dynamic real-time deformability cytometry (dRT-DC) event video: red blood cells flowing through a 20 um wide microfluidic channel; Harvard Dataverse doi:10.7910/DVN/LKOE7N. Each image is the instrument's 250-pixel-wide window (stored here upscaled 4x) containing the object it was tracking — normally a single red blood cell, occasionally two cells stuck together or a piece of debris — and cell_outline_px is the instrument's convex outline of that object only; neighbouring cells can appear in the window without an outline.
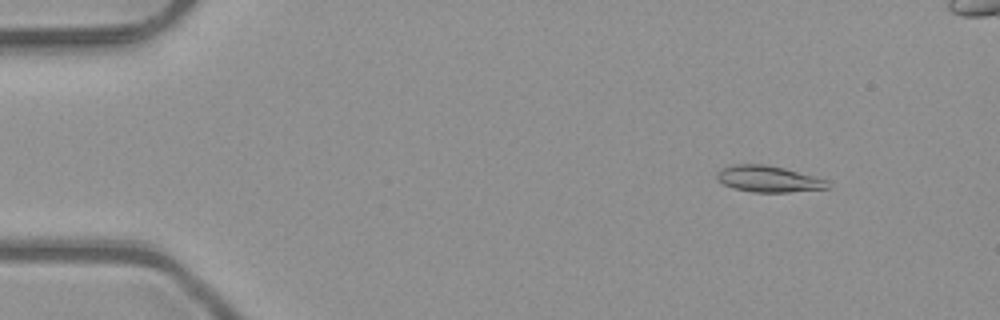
{"species": "common noctule bat (a hibernating species)", "species_latin": "Nyctalus noctula", "temperature_condition": "room temperature", "stored_images_in_passage": 4, "camera_frame_rate_fps": 3000, "um_per_image_px": 0.085, "animal": {"sex": "male", "body_mass_g": 23.1, "forearm_length_mm": 52.7}, "frame": {"image": 1, "passage_image": 1, "time_ms": 0.0, "image_size_px": [1000, 320], "cell_outline_px": [[828, 188], [788, 192], [752, 192], [736, 188], [724, 184], [716, 180], [716, 172], [724, 168], [736, 164], [764, 164], [784, 168], [828, 180]], "centroid_in_image_um": [65.3, 15.21], "position_along_channel_um": 19.7, "area_um2": 16.76}}